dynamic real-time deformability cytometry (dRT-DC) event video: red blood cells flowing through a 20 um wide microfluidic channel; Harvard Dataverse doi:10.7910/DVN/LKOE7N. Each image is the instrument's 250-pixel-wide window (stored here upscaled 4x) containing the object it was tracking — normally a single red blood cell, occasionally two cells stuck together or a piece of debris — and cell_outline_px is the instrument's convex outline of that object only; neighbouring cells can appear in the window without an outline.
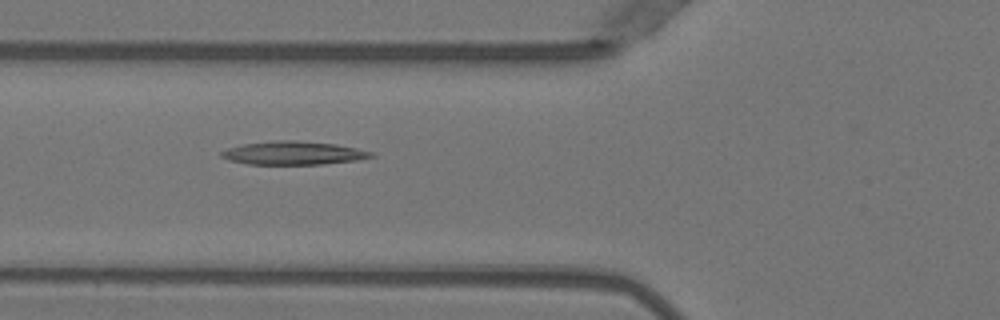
{"species": "Egyptian fruit bat (a non-hibernating species)", "species_latin": "Rousettus aegyptiacus", "temperature_condition": "warm", "stored_images_in_passage": 2, "camera_frame_rate_fps": 3000, "um_per_image_px": 0.085, "animal": {"sex": "female"}, "frame": {"image": 1, "passage_image": 2, "time_ms": 0.333, "image_size_px": [1000, 320], "cell_outline_px": [[376, 156], [356, 160], [320, 164], [248, 164], [228, 160], [220, 156], [220, 152], [228, 148], [244, 144], [276, 140], [296, 140], [336, 144], [376, 152]], "centroid_in_image_um": [24.96, 13.0], "position_along_channel_um": 100.8, "area_um2": 20.4}}